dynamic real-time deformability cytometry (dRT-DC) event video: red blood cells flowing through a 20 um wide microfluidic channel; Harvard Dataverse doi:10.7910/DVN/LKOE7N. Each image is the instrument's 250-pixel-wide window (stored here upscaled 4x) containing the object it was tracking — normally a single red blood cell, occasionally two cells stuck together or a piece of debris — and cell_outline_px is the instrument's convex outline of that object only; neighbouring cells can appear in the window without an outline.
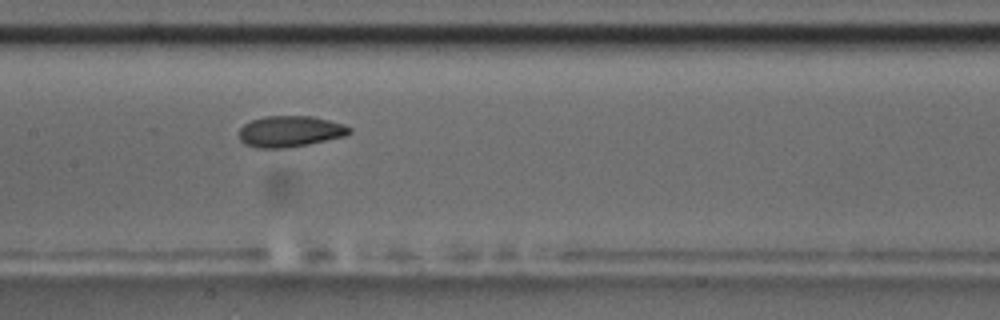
{"species": "common noctule bat (a hibernating species)", "species_latin": "Nyctalus noctula", "temperature_condition": "room temperature", "stored_images_in_passage": 31, "camera_frame_rate_fps": 3000, "um_per_image_px": 0.085, "animal": {"sex": "male", "body_mass_g": 17.5, "forearm_length_mm": 52.3}, "frame": {"image": 1, "passage_image": 10, "time_ms": 3.0, "image_size_px": [1000, 320], "cell_outline_px": [[352, 132], [344, 136], [308, 144], [284, 148], [256, 148], [244, 144], [240, 140], [240, 128], [244, 124], [252, 120], [264, 116], [312, 116], [344, 124], [352, 128]], "centroid_in_image_um": [24.65, 11.17], "position_along_channel_um": 182.7, "area_um2": 20.0}}